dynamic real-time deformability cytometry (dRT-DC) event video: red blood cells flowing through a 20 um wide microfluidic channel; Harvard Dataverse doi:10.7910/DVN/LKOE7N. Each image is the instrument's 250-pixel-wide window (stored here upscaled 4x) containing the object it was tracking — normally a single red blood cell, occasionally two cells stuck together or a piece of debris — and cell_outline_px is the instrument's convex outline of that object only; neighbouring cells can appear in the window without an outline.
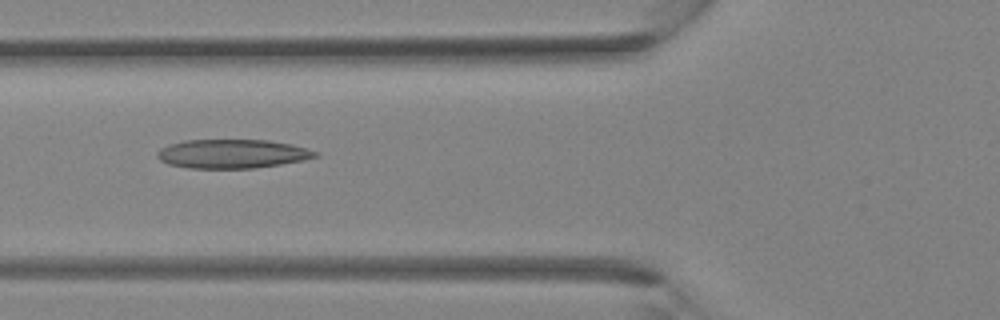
{"species": "Egyptian fruit bat (a non-hibernating species)", "species_latin": "Rousettus aegyptiacus", "temperature_condition": "room temperature", "stored_images_in_passage": 29, "camera_frame_rate_fps": 3000, "um_per_image_px": 0.085, "animal": {"sex": "female"}, "frame": {"image": 1, "passage_image": 6, "time_ms": 1.667, "image_size_px": [1000, 320], "cell_outline_px": [[320, 156], [304, 160], [280, 164], [252, 168], [188, 168], [168, 164], [160, 160], [156, 156], [156, 152], [160, 148], [168, 144], [184, 140], [268, 140], [292, 144], [320, 152]], "centroid_in_image_um": [19.74, 13.07], "position_along_channel_um": 106.1, "area_um2": 26.82}}
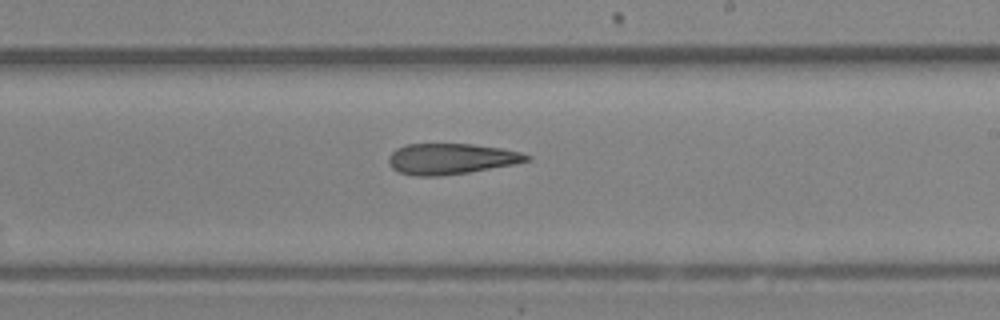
{"frame": {"image": 2, "passage_image": 14, "time_ms": 4.333, "image_size_px": [1000, 320], "cell_outline_px": [[532, 160], [516, 164], [468, 172], [440, 176], [416, 176], [400, 172], [392, 168], [388, 164], [388, 156], [396, 148], [404, 144], [472, 144], [500, 148], [520, 152], [532, 156]], "centroid_in_image_um": [38.34, 13.5], "position_along_channel_um": 250.7, "area_um2": 24.91}}
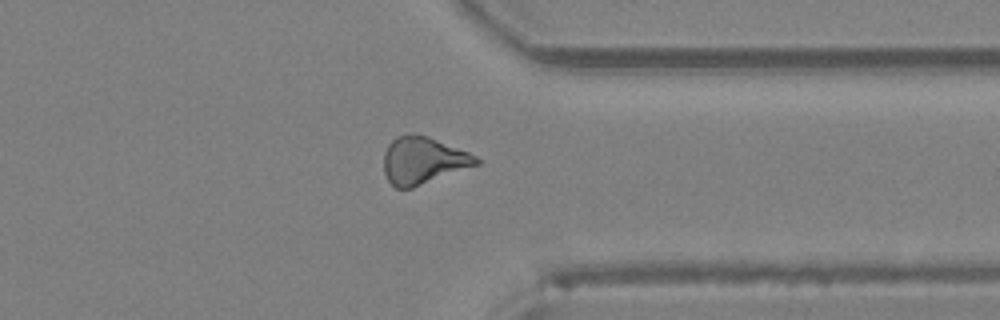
{"frame": {"image": 3, "passage_image": 21, "time_ms": 6.667, "image_size_px": [1000, 320], "cell_outline_px": [[484, 160], [480, 164], [412, 188], [396, 188], [388, 180], [384, 172], [384, 152], [388, 144], [396, 136], [428, 136], [468, 152]], "centroid_in_image_um": [35.99, 13.66], "position_along_channel_um": 375.4, "area_um2": 25.14}}